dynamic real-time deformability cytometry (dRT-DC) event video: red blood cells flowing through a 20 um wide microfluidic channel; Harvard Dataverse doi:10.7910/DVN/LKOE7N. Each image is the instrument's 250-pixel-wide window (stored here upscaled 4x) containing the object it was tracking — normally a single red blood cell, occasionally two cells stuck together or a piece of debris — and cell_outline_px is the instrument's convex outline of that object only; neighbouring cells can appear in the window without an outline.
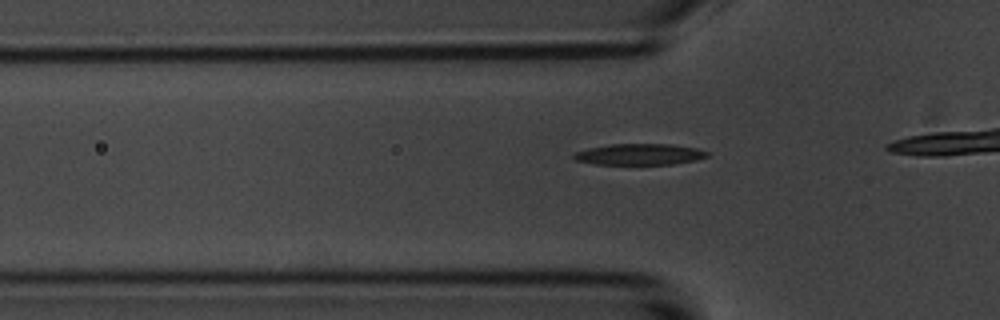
{"species": "common noctule bat (a hibernating species)", "species_latin": "Nyctalus noctula", "temperature_condition": "room temperature", "stored_images_in_passage": 10, "camera_frame_rate_fps": 3000, "um_per_image_px": 0.085, "animal": {"sex": "male", "body_mass_g": 20.1, "forearm_length_mm": 53.5}, "frame": {"image": 1, "passage_image": 5, "time_ms": 1.333, "image_size_px": [1000, 320], "cell_outline_px": [[708, 156], [696, 160], [672, 164], [596, 164], [576, 160], [572, 156], [576, 152], [588, 148], [608, 144], [672, 144], [696, 148], [708, 152]], "centroid_in_image_um": [54.36, 13.11], "position_along_channel_um": 71.4, "area_um2": 16.36}}
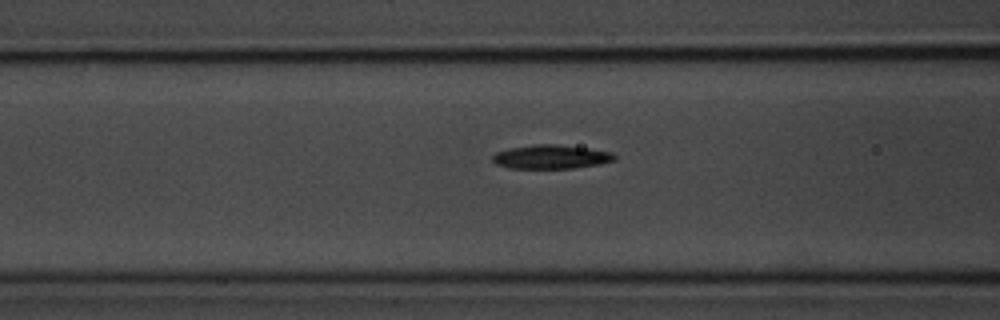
{"frame": {"image": 2, "passage_image": 9, "time_ms": 2.667, "image_size_px": [1000, 320], "cell_outline_px": [[616, 160], [600, 164], [572, 168], [508, 168], [496, 164], [492, 160], [492, 156], [496, 152], [508, 148], [536, 144], [556, 144], [588, 148], [612, 152], [616, 156]], "centroid_in_image_um": [46.84, 13.33], "position_along_channel_um": 119.8, "area_um2": 17.05}}